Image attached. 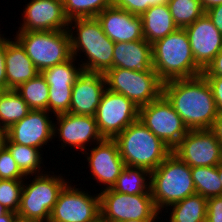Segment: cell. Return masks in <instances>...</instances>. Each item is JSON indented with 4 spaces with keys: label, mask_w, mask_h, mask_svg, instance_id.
Segmentation results:
<instances>
[{
    "label": "cell",
    "mask_w": 222,
    "mask_h": 222,
    "mask_svg": "<svg viewBox=\"0 0 222 222\" xmlns=\"http://www.w3.org/2000/svg\"><path fill=\"white\" fill-rule=\"evenodd\" d=\"M94 222H112V221H108L100 215Z\"/></svg>",
    "instance_id": "49"
},
{
    "label": "cell",
    "mask_w": 222,
    "mask_h": 222,
    "mask_svg": "<svg viewBox=\"0 0 222 222\" xmlns=\"http://www.w3.org/2000/svg\"><path fill=\"white\" fill-rule=\"evenodd\" d=\"M48 114L47 110H30L22 120L5 130V136L13 143L42 148L54 137Z\"/></svg>",
    "instance_id": "15"
},
{
    "label": "cell",
    "mask_w": 222,
    "mask_h": 222,
    "mask_svg": "<svg viewBox=\"0 0 222 222\" xmlns=\"http://www.w3.org/2000/svg\"><path fill=\"white\" fill-rule=\"evenodd\" d=\"M4 137H5V131L2 128H0V148L3 146Z\"/></svg>",
    "instance_id": "46"
},
{
    "label": "cell",
    "mask_w": 222,
    "mask_h": 222,
    "mask_svg": "<svg viewBox=\"0 0 222 222\" xmlns=\"http://www.w3.org/2000/svg\"><path fill=\"white\" fill-rule=\"evenodd\" d=\"M56 116L57 124L53 123V136L58 134L62 146L75 147L86 152V143L100 142L104 138L100 134L95 116L75 115L72 113H63ZM57 127H56V126ZM92 140V141H91ZM65 144V145H64ZM86 144V145H85Z\"/></svg>",
    "instance_id": "14"
},
{
    "label": "cell",
    "mask_w": 222,
    "mask_h": 222,
    "mask_svg": "<svg viewBox=\"0 0 222 222\" xmlns=\"http://www.w3.org/2000/svg\"><path fill=\"white\" fill-rule=\"evenodd\" d=\"M205 14L222 34V4L206 10Z\"/></svg>",
    "instance_id": "41"
},
{
    "label": "cell",
    "mask_w": 222,
    "mask_h": 222,
    "mask_svg": "<svg viewBox=\"0 0 222 222\" xmlns=\"http://www.w3.org/2000/svg\"><path fill=\"white\" fill-rule=\"evenodd\" d=\"M113 68L134 71L154 70L152 65V44L145 39L115 43Z\"/></svg>",
    "instance_id": "22"
},
{
    "label": "cell",
    "mask_w": 222,
    "mask_h": 222,
    "mask_svg": "<svg viewBox=\"0 0 222 222\" xmlns=\"http://www.w3.org/2000/svg\"><path fill=\"white\" fill-rule=\"evenodd\" d=\"M150 177L151 172L147 169L125 165L112 189L128 195L151 194Z\"/></svg>",
    "instance_id": "24"
},
{
    "label": "cell",
    "mask_w": 222,
    "mask_h": 222,
    "mask_svg": "<svg viewBox=\"0 0 222 222\" xmlns=\"http://www.w3.org/2000/svg\"><path fill=\"white\" fill-rule=\"evenodd\" d=\"M103 138L114 139L139 119V107L122 94L106 89L95 114Z\"/></svg>",
    "instance_id": "11"
},
{
    "label": "cell",
    "mask_w": 222,
    "mask_h": 222,
    "mask_svg": "<svg viewBox=\"0 0 222 222\" xmlns=\"http://www.w3.org/2000/svg\"><path fill=\"white\" fill-rule=\"evenodd\" d=\"M30 111L27 103L15 90H5L0 95V128L4 131L22 120Z\"/></svg>",
    "instance_id": "26"
},
{
    "label": "cell",
    "mask_w": 222,
    "mask_h": 222,
    "mask_svg": "<svg viewBox=\"0 0 222 222\" xmlns=\"http://www.w3.org/2000/svg\"><path fill=\"white\" fill-rule=\"evenodd\" d=\"M152 65L163 82L192 78L203 72L195 62L184 28H178L152 43Z\"/></svg>",
    "instance_id": "2"
},
{
    "label": "cell",
    "mask_w": 222,
    "mask_h": 222,
    "mask_svg": "<svg viewBox=\"0 0 222 222\" xmlns=\"http://www.w3.org/2000/svg\"><path fill=\"white\" fill-rule=\"evenodd\" d=\"M103 32L114 43L144 39L141 16L127 12L114 4L96 16Z\"/></svg>",
    "instance_id": "19"
},
{
    "label": "cell",
    "mask_w": 222,
    "mask_h": 222,
    "mask_svg": "<svg viewBox=\"0 0 222 222\" xmlns=\"http://www.w3.org/2000/svg\"><path fill=\"white\" fill-rule=\"evenodd\" d=\"M73 86H49L48 112L55 115L70 113Z\"/></svg>",
    "instance_id": "34"
},
{
    "label": "cell",
    "mask_w": 222,
    "mask_h": 222,
    "mask_svg": "<svg viewBox=\"0 0 222 222\" xmlns=\"http://www.w3.org/2000/svg\"><path fill=\"white\" fill-rule=\"evenodd\" d=\"M170 0H113V4L132 14L141 16L149 7L168 4Z\"/></svg>",
    "instance_id": "36"
},
{
    "label": "cell",
    "mask_w": 222,
    "mask_h": 222,
    "mask_svg": "<svg viewBox=\"0 0 222 222\" xmlns=\"http://www.w3.org/2000/svg\"><path fill=\"white\" fill-rule=\"evenodd\" d=\"M111 5H113V0H63V9L68 20L96 18Z\"/></svg>",
    "instance_id": "30"
},
{
    "label": "cell",
    "mask_w": 222,
    "mask_h": 222,
    "mask_svg": "<svg viewBox=\"0 0 222 222\" xmlns=\"http://www.w3.org/2000/svg\"><path fill=\"white\" fill-rule=\"evenodd\" d=\"M172 152L190 167L217 166L222 161V145L210 129L189 130Z\"/></svg>",
    "instance_id": "13"
},
{
    "label": "cell",
    "mask_w": 222,
    "mask_h": 222,
    "mask_svg": "<svg viewBox=\"0 0 222 222\" xmlns=\"http://www.w3.org/2000/svg\"><path fill=\"white\" fill-rule=\"evenodd\" d=\"M106 89L104 73L82 71L72 87L70 113L95 116Z\"/></svg>",
    "instance_id": "20"
},
{
    "label": "cell",
    "mask_w": 222,
    "mask_h": 222,
    "mask_svg": "<svg viewBox=\"0 0 222 222\" xmlns=\"http://www.w3.org/2000/svg\"><path fill=\"white\" fill-rule=\"evenodd\" d=\"M35 175L30 184H23L17 215L35 222H49L51 212L64 186L69 183L62 176Z\"/></svg>",
    "instance_id": "8"
},
{
    "label": "cell",
    "mask_w": 222,
    "mask_h": 222,
    "mask_svg": "<svg viewBox=\"0 0 222 222\" xmlns=\"http://www.w3.org/2000/svg\"><path fill=\"white\" fill-rule=\"evenodd\" d=\"M206 222H222V195L207 199Z\"/></svg>",
    "instance_id": "37"
},
{
    "label": "cell",
    "mask_w": 222,
    "mask_h": 222,
    "mask_svg": "<svg viewBox=\"0 0 222 222\" xmlns=\"http://www.w3.org/2000/svg\"><path fill=\"white\" fill-rule=\"evenodd\" d=\"M1 36H2V35L0 34V41L3 40V39L5 38V37H3V36L1 37Z\"/></svg>",
    "instance_id": "51"
},
{
    "label": "cell",
    "mask_w": 222,
    "mask_h": 222,
    "mask_svg": "<svg viewBox=\"0 0 222 222\" xmlns=\"http://www.w3.org/2000/svg\"><path fill=\"white\" fill-rule=\"evenodd\" d=\"M76 57L68 61L47 68L41 72L49 86H73L76 78L83 71L82 67L76 68L73 63Z\"/></svg>",
    "instance_id": "32"
},
{
    "label": "cell",
    "mask_w": 222,
    "mask_h": 222,
    "mask_svg": "<svg viewBox=\"0 0 222 222\" xmlns=\"http://www.w3.org/2000/svg\"><path fill=\"white\" fill-rule=\"evenodd\" d=\"M210 130L215 134L216 139L222 145V113H218Z\"/></svg>",
    "instance_id": "42"
},
{
    "label": "cell",
    "mask_w": 222,
    "mask_h": 222,
    "mask_svg": "<svg viewBox=\"0 0 222 222\" xmlns=\"http://www.w3.org/2000/svg\"><path fill=\"white\" fill-rule=\"evenodd\" d=\"M23 15L24 20L19 32L59 31L69 28L63 0H31Z\"/></svg>",
    "instance_id": "16"
},
{
    "label": "cell",
    "mask_w": 222,
    "mask_h": 222,
    "mask_svg": "<svg viewBox=\"0 0 222 222\" xmlns=\"http://www.w3.org/2000/svg\"><path fill=\"white\" fill-rule=\"evenodd\" d=\"M6 212H7V210L0 205V216L3 215Z\"/></svg>",
    "instance_id": "50"
},
{
    "label": "cell",
    "mask_w": 222,
    "mask_h": 222,
    "mask_svg": "<svg viewBox=\"0 0 222 222\" xmlns=\"http://www.w3.org/2000/svg\"><path fill=\"white\" fill-rule=\"evenodd\" d=\"M3 145L9 150L21 172L26 177L31 174L33 176L34 173L35 175H40L39 170L42 167L41 161L43 160L39 152L41 149L13 143L6 136L4 137Z\"/></svg>",
    "instance_id": "27"
},
{
    "label": "cell",
    "mask_w": 222,
    "mask_h": 222,
    "mask_svg": "<svg viewBox=\"0 0 222 222\" xmlns=\"http://www.w3.org/2000/svg\"><path fill=\"white\" fill-rule=\"evenodd\" d=\"M203 76H222V49L214 60L203 70Z\"/></svg>",
    "instance_id": "40"
},
{
    "label": "cell",
    "mask_w": 222,
    "mask_h": 222,
    "mask_svg": "<svg viewBox=\"0 0 222 222\" xmlns=\"http://www.w3.org/2000/svg\"><path fill=\"white\" fill-rule=\"evenodd\" d=\"M14 222H35V221H32V220H28V219H24V218H21V217H17Z\"/></svg>",
    "instance_id": "47"
},
{
    "label": "cell",
    "mask_w": 222,
    "mask_h": 222,
    "mask_svg": "<svg viewBox=\"0 0 222 222\" xmlns=\"http://www.w3.org/2000/svg\"><path fill=\"white\" fill-rule=\"evenodd\" d=\"M184 29L196 64L205 70L222 49V34L205 13Z\"/></svg>",
    "instance_id": "17"
},
{
    "label": "cell",
    "mask_w": 222,
    "mask_h": 222,
    "mask_svg": "<svg viewBox=\"0 0 222 222\" xmlns=\"http://www.w3.org/2000/svg\"><path fill=\"white\" fill-rule=\"evenodd\" d=\"M171 206L170 222H206L207 199L198 193Z\"/></svg>",
    "instance_id": "25"
},
{
    "label": "cell",
    "mask_w": 222,
    "mask_h": 222,
    "mask_svg": "<svg viewBox=\"0 0 222 222\" xmlns=\"http://www.w3.org/2000/svg\"><path fill=\"white\" fill-rule=\"evenodd\" d=\"M6 38L0 41V88L4 91L7 90L6 78Z\"/></svg>",
    "instance_id": "39"
},
{
    "label": "cell",
    "mask_w": 222,
    "mask_h": 222,
    "mask_svg": "<svg viewBox=\"0 0 222 222\" xmlns=\"http://www.w3.org/2000/svg\"><path fill=\"white\" fill-rule=\"evenodd\" d=\"M15 91L27 103L30 110L48 111L49 85L41 73L21 84Z\"/></svg>",
    "instance_id": "28"
},
{
    "label": "cell",
    "mask_w": 222,
    "mask_h": 222,
    "mask_svg": "<svg viewBox=\"0 0 222 222\" xmlns=\"http://www.w3.org/2000/svg\"><path fill=\"white\" fill-rule=\"evenodd\" d=\"M201 6L204 11L222 4V0H200Z\"/></svg>",
    "instance_id": "43"
},
{
    "label": "cell",
    "mask_w": 222,
    "mask_h": 222,
    "mask_svg": "<svg viewBox=\"0 0 222 222\" xmlns=\"http://www.w3.org/2000/svg\"><path fill=\"white\" fill-rule=\"evenodd\" d=\"M155 219H160L159 216L151 218V219H142V220H127V221H123V222H155Z\"/></svg>",
    "instance_id": "45"
},
{
    "label": "cell",
    "mask_w": 222,
    "mask_h": 222,
    "mask_svg": "<svg viewBox=\"0 0 222 222\" xmlns=\"http://www.w3.org/2000/svg\"><path fill=\"white\" fill-rule=\"evenodd\" d=\"M163 95L189 130L211 129L218 116L211 87L203 75L166 81Z\"/></svg>",
    "instance_id": "1"
},
{
    "label": "cell",
    "mask_w": 222,
    "mask_h": 222,
    "mask_svg": "<svg viewBox=\"0 0 222 222\" xmlns=\"http://www.w3.org/2000/svg\"><path fill=\"white\" fill-rule=\"evenodd\" d=\"M100 215V194L92 197L67 183L58 195L49 222H94Z\"/></svg>",
    "instance_id": "12"
},
{
    "label": "cell",
    "mask_w": 222,
    "mask_h": 222,
    "mask_svg": "<svg viewBox=\"0 0 222 222\" xmlns=\"http://www.w3.org/2000/svg\"><path fill=\"white\" fill-rule=\"evenodd\" d=\"M211 87L218 113H222V76H204Z\"/></svg>",
    "instance_id": "38"
},
{
    "label": "cell",
    "mask_w": 222,
    "mask_h": 222,
    "mask_svg": "<svg viewBox=\"0 0 222 222\" xmlns=\"http://www.w3.org/2000/svg\"><path fill=\"white\" fill-rule=\"evenodd\" d=\"M102 191V192H101ZM100 191L101 216L112 222L158 217L151 194L128 195L111 189Z\"/></svg>",
    "instance_id": "10"
},
{
    "label": "cell",
    "mask_w": 222,
    "mask_h": 222,
    "mask_svg": "<svg viewBox=\"0 0 222 222\" xmlns=\"http://www.w3.org/2000/svg\"><path fill=\"white\" fill-rule=\"evenodd\" d=\"M6 38V78L7 90H15L24 82L35 78L40 72L27 56L24 47L15 38Z\"/></svg>",
    "instance_id": "21"
},
{
    "label": "cell",
    "mask_w": 222,
    "mask_h": 222,
    "mask_svg": "<svg viewBox=\"0 0 222 222\" xmlns=\"http://www.w3.org/2000/svg\"><path fill=\"white\" fill-rule=\"evenodd\" d=\"M196 193L208 199L222 195V184L218 176V165L191 167Z\"/></svg>",
    "instance_id": "29"
},
{
    "label": "cell",
    "mask_w": 222,
    "mask_h": 222,
    "mask_svg": "<svg viewBox=\"0 0 222 222\" xmlns=\"http://www.w3.org/2000/svg\"><path fill=\"white\" fill-rule=\"evenodd\" d=\"M69 26L72 56H78L77 53L80 50V53L82 51L88 58L86 63L80 65L83 71L105 73L108 69L113 68L115 43L103 32L97 18L72 19L69 20ZM74 28L76 29L75 36L72 31Z\"/></svg>",
    "instance_id": "3"
},
{
    "label": "cell",
    "mask_w": 222,
    "mask_h": 222,
    "mask_svg": "<svg viewBox=\"0 0 222 222\" xmlns=\"http://www.w3.org/2000/svg\"><path fill=\"white\" fill-rule=\"evenodd\" d=\"M17 217V213L13 211H7L6 213L0 216V222H14Z\"/></svg>",
    "instance_id": "44"
},
{
    "label": "cell",
    "mask_w": 222,
    "mask_h": 222,
    "mask_svg": "<svg viewBox=\"0 0 222 222\" xmlns=\"http://www.w3.org/2000/svg\"><path fill=\"white\" fill-rule=\"evenodd\" d=\"M150 179L151 195L159 212L196 193L191 167L173 152L151 171Z\"/></svg>",
    "instance_id": "5"
},
{
    "label": "cell",
    "mask_w": 222,
    "mask_h": 222,
    "mask_svg": "<svg viewBox=\"0 0 222 222\" xmlns=\"http://www.w3.org/2000/svg\"><path fill=\"white\" fill-rule=\"evenodd\" d=\"M15 38L24 47L27 56L40 73L73 57L68 29L59 31H17Z\"/></svg>",
    "instance_id": "6"
},
{
    "label": "cell",
    "mask_w": 222,
    "mask_h": 222,
    "mask_svg": "<svg viewBox=\"0 0 222 222\" xmlns=\"http://www.w3.org/2000/svg\"><path fill=\"white\" fill-rule=\"evenodd\" d=\"M114 140L125 165L141 167L150 172L172 152L139 119L118 134Z\"/></svg>",
    "instance_id": "4"
},
{
    "label": "cell",
    "mask_w": 222,
    "mask_h": 222,
    "mask_svg": "<svg viewBox=\"0 0 222 222\" xmlns=\"http://www.w3.org/2000/svg\"><path fill=\"white\" fill-rule=\"evenodd\" d=\"M3 91H4V90L0 88V95L3 93Z\"/></svg>",
    "instance_id": "52"
},
{
    "label": "cell",
    "mask_w": 222,
    "mask_h": 222,
    "mask_svg": "<svg viewBox=\"0 0 222 222\" xmlns=\"http://www.w3.org/2000/svg\"><path fill=\"white\" fill-rule=\"evenodd\" d=\"M139 120L170 150H173L189 131L163 94L139 108Z\"/></svg>",
    "instance_id": "9"
},
{
    "label": "cell",
    "mask_w": 222,
    "mask_h": 222,
    "mask_svg": "<svg viewBox=\"0 0 222 222\" xmlns=\"http://www.w3.org/2000/svg\"><path fill=\"white\" fill-rule=\"evenodd\" d=\"M24 178L27 179L9 150L3 145L0 148V179L25 180Z\"/></svg>",
    "instance_id": "35"
},
{
    "label": "cell",
    "mask_w": 222,
    "mask_h": 222,
    "mask_svg": "<svg viewBox=\"0 0 222 222\" xmlns=\"http://www.w3.org/2000/svg\"><path fill=\"white\" fill-rule=\"evenodd\" d=\"M168 7L178 28L191 25L205 13L200 0H170Z\"/></svg>",
    "instance_id": "31"
},
{
    "label": "cell",
    "mask_w": 222,
    "mask_h": 222,
    "mask_svg": "<svg viewBox=\"0 0 222 222\" xmlns=\"http://www.w3.org/2000/svg\"><path fill=\"white\" fill-rule=\"evenodd\" d=\"M95 147L91 148L90 154H87L89 167L94 179L107 186L103 187L111 189L121 171L124 169V161L120 156L117 142L114 139L104 138L102 141L95 143Z\"/></svg>",
    "instance_id": "18"
},
{
    "label": "cell",
    "mask_w": 222,
    "mask_h": 222,
    "mask_svg": "<svg viewBox=\"0 0 222 222\" xmlns=\"http://www.w3.org/2000/svg\"><path fill=\"white\" fill-rule=\"evenodd\" d=\"M218 176H219L221 184H222V163H220L218 165Z\"/></svg>",
    "instance_id": "48"
},
{
    "label": "cell",
    "mask_w": 222,
    "mask_h": 222,
    "mask_svg": "<svg viewBox=\"0 0 222 222\" xmlns=\"http://www.w3.org/2000/svg\"><path fill=\"white\" fill-rule=\"evenodd\" d=\"M104 76L108 90L124 95L139 108L163 94L164 82L154 70L110 68Z\"/></svg>",
    "instance_id": "7"
},
{
    "label": "cell",
    "mask_w": 222,
    "mask_h": 222,
    "mask_svg": "<svg viewBox=\"0 0 222 222\" xmlns=\"http://www.w3.org/2000/svg\"><path fill=\"white\" fill-rule=\"evenodd\" d=\"M24 180L0 179V205L18 212Z\"/></svg>",
    "instance_id": "33"
},
{
    "label": "cell",
    "mask_w": 222,
    "mask_h": 222,
    "mask_svg": "<svg viewBox=\"0 0 222 222\" xmlns=\"http://www.w3.org/2000/svg\"><path fill=\"white\" fill-rule=\"evenodd\" d=\"M141 18L144 39L151 44L178 29L168 4L149 7Z\"/></svg>",
    "instance_id": "23"
}]
</instances>
